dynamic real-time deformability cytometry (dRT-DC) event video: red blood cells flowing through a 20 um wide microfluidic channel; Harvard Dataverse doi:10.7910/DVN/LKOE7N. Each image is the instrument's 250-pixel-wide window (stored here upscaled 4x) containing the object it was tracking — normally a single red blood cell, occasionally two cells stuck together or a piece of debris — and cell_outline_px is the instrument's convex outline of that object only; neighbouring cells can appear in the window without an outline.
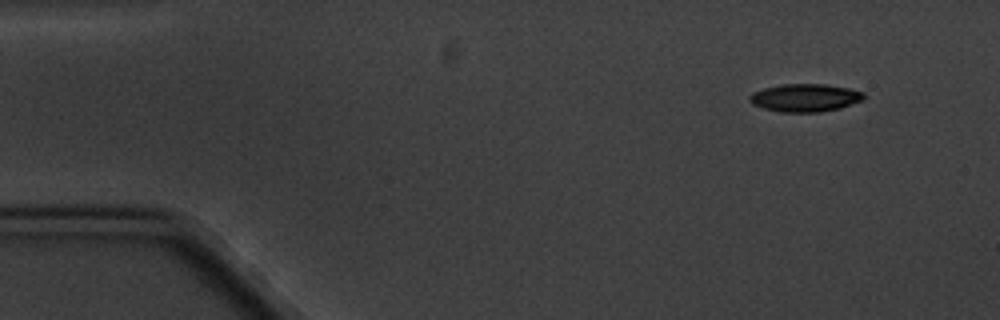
{"species": "common noctule bat (a hibernating species)", "species_latin": "Nyctalus noctula", "temperature_condition": "cold", "stored_images_in_passage": 4, "camera_frame_rate_fps": 3000, "um_per_image_px": 0.085, "animal": {"sex": "male", "body_mass_g": 20.1, "forearm_length_mm": 53.5}, "frame": {"image": 1, "passage_image": 1, "time_ms": 0.0, "image_size_px": [1000, 320], "cell_outline_px": [[864, 100], [840, 108], [820, 112], [780, 112], [764, 108], [752, 104], [748, 100], [748, 96], [752, 92], [764, 88], [784, 84], [824, 84], [848, 88], [864, 92]], "centroid_in_image_um": [68.42, 8.31], "position_along_channel_um": 16.6, "area_um2": 18.61}}